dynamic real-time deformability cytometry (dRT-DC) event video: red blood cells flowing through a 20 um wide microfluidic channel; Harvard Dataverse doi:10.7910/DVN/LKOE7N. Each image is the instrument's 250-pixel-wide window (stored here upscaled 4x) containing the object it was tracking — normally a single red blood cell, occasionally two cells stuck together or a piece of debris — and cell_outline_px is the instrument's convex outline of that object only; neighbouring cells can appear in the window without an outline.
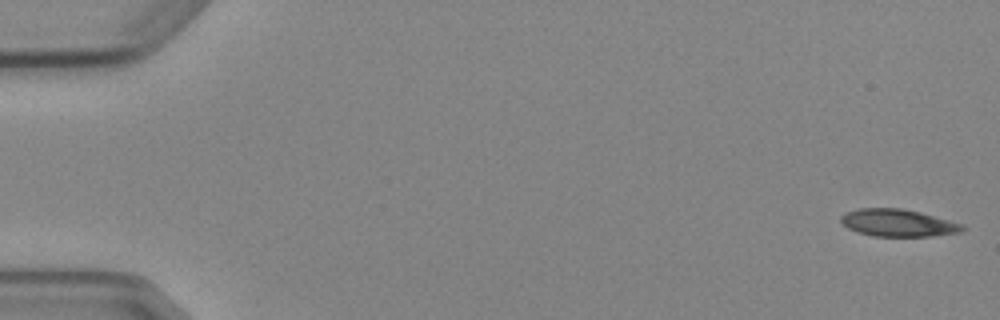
{"species": "Egyptian fruit bat (a non-hibernating species)", "species_latin": "Rousettus aegyptiacus", "temperature_condition": "cold", "stored_images_in_passage": 5, "camera_frame_rate_fps": 3000, "um_per_image_px": 0.085, "animal": {"sex": "female"}, "frame": {"image": 1, "passage_image": 1, "time_ms": 0.0, "image_size_px": [1000, 320], "cell_outline_px": [[964, 232], [932, 236], [872, 236], [848, 228], [840, 220], [840, 216], [848, 212], [860, 208], [904, 208], [920, 212], [964, 224]], "centroid_in_image_um": [76.38, 18.94], "position_along_channel_um": 8.6, "area_um2": 19.31}}
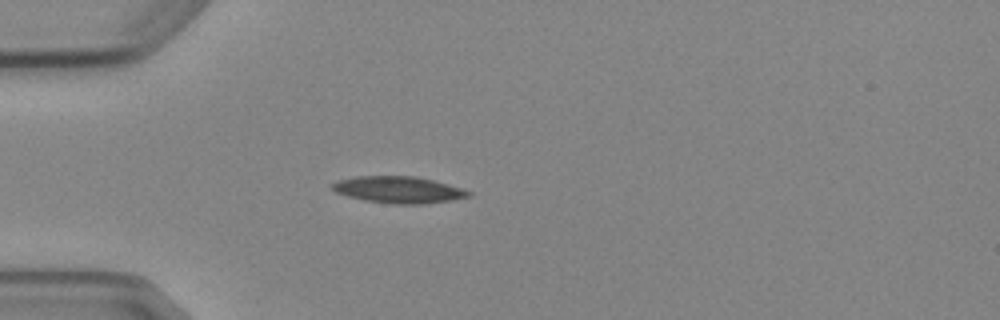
{"frame": {"image": 2, "passage_image": 5, "time_ms": 4.667, "image_size_px": [1000, 320], "cell_outline_px": [[472, 196], [452, 200], [424, 204], [396, 204], [368, 200], [348, 196], [336, 192], [332, 188], [332, 184], [336, 180], [360, 176], [412, 176], [432, 180], [464, 188], [472, 192]], "centroid_in_image_um": [33.93, 16.12], "position_along_channel_um": 51.1, "area_um2": 21.04}}